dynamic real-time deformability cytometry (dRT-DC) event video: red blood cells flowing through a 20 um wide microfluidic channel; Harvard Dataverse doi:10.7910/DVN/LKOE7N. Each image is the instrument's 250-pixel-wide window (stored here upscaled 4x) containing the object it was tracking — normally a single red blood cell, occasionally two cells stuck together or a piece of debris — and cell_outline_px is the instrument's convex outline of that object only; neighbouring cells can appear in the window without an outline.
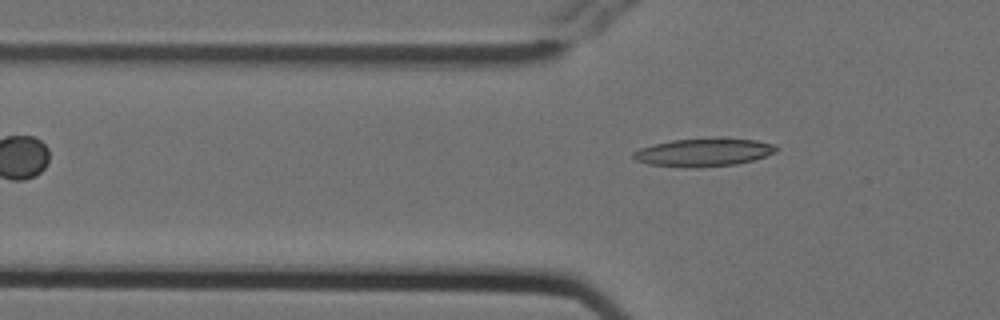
{"species": "Egyptian fruit bat (a non-hibernating species)", "species_latin": "Rousettus aegyptiacus", "temperature_condition": "cold", "stored_images_in_passage": 2, "camera_frame_rate_fps": 3000, "um_per_image_px": 0.085, "animal": {"sex": "female"}, "frame": {"image": 1, "passage_image": 2, "time_ms": 0.333, "image_size_px": [1000, 320], "cell_outline_px": [[780, 148], [776, 152], [752, 160], [736, 164], [696, 168], [684, 168], [648, 164], [636, 160], [632, 156], [632, 152], [640, 148], [652, 144], [672, 140], [756, 140], [776, 144]], "centroid_in_image_um": [59.77, 12.98], "position_along_channel_um": 66.0, "area_um2": 22.89}}